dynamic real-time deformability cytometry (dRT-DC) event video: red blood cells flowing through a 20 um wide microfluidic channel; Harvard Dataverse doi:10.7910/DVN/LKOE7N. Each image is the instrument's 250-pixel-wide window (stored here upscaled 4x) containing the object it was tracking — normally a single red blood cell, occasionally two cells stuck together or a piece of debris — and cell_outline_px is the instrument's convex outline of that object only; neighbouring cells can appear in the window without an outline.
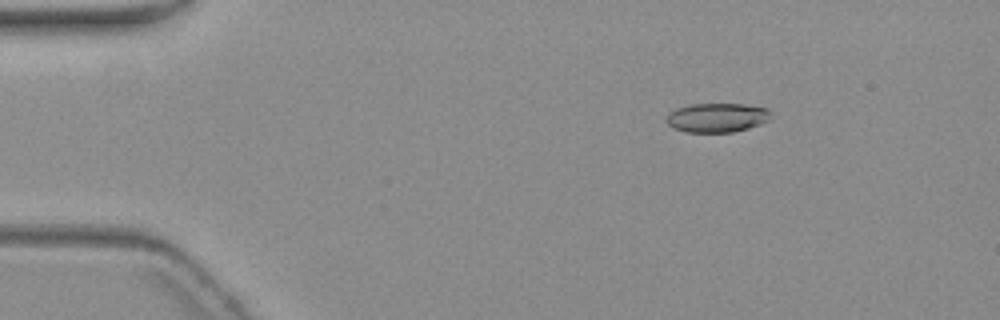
{"species": "common noctule bat (a hibernating species)", "species_latin": "Nyctalus noctula", "temperature_condition": "warm", "stored_images_in_passage": 5, "camera_frame_rate_fps": 3000, "um_per_image_px": 0.085, "animal": {"sex": "female", "body_mass_g": 19.3, "forearm_length_mm": 54.1}, "frame": {"image": 1, "passage_image": 3, "time_ms": 2.333, "image_size_px": [1000, 320], "cell_outline_px": [[772, 120], [748, 128], [732, 132], [684, 132], [672, 128], [664, 120], [668, 112], [676, 108], [688, 104], [744, 104], [768, 108], [772, 116]], "centroid_in_image_um": [60.93, 9.99], "position_along_channel_um": 24.1, "area_um2": 18.15}}